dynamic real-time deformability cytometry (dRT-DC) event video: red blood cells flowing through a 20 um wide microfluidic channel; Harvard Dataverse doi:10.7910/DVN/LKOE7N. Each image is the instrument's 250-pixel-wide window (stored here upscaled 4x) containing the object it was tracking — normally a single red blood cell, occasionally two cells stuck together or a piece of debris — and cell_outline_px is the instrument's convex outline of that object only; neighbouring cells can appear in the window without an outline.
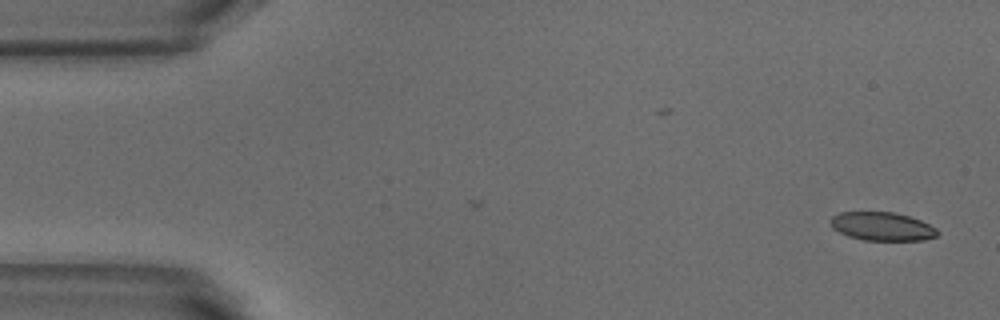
{"species": "common noctule bat (a hibernating species)", "species_latin": "Nyctalus noctula", "temperature_condition": "warm", "stored_images_in_passage": 12, "camera_frame_rate_fps": 3000, "um_per_image_px": 0.085, "animal": {"sex": "male", "body_mass_g": 18.8}, "frame": {"image": 1, "passage_image": 1, "time_ms": 0.0, "image_size_px": [1000, 320], "cell_outline_px": [[940, 232], [936, 236], [924, 240], [864, 240], [848, 236], [832, 228], [832, 216], [840, 212], [892, 212], [908, 216], [920, 220], [936, 228]], "centroid_in_image_um": [74.99, 19.25], "position_along_channel_um": 10.0, "area_um2": 17.57}}
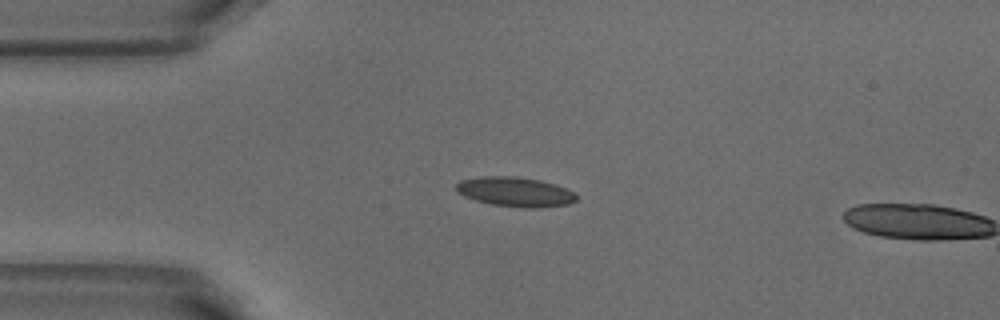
{"frame": {"image": 2, "passage_image": 11, "time_ms": 3.333, "image_size_px": [1000, 320], "cell_outline_px": [[576, 200], [568, 204], [536, 208], [524, 208], [492, 204], [476, 200], [464, 196], [456, 192], [456, 184], [460, 180], [480, 176], [516, 176], [540, 180], [556, 184], [576, 192]], "centroid_in_image_um": [43.79, 16.29], "position_along_channel_um": 41.2, "area_um2": 20.87}}